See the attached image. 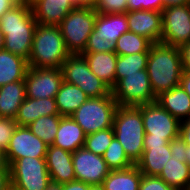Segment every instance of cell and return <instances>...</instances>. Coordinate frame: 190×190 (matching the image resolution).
<instances>
[{"mask_svg": "<svg viewBox=\"0 0 190 190\" xmlns=\"http://www.w3.org/2000/svg\"><path fill=\"white\" fill-rule=\"evenodd\" d=\"M113 130L128 158L136 164L144 152L145 130L141 110L137 106L118 105Z\"/></svg>", "mask_w": 190, "mask_h": 190, "instance_id": "obj_4", "label": "cell"}, {"mask_svg": "<svg viewBox=\"0 0 190 190\" xmlns=\"http://www.w3.org/2000/svg\"><path fill=\"white\" fill-rule=\"evenodd\" d=\"M17 4H27L29 5V0H14Z\"/></svg>", "mask_w": 190, "mask_h": 190, "instance_id": "obj_54", "label": "cell"}, {"mask_svg": "<svg viewBox=\"0 0 190 190\" xmlns=\"http://www.w3.org/2000/svg\"><path fill=\"white\" fill-rule=\"evenodd\" d=\"M170 150L172 154L171 157L187 158V145L180 136L170 141Z\"/></svg>", "mask_w": 190, "mask_h": 190, "instance_id": "obj_39", "label": "cell"}, {"mask_svg": "<svg viewBox=\"0 0 190 190\" xmlns=\"http://www.w3.org/2000/svg\"><path fill=\"white\" fill-rule=\"evenodd\" d=\"M190 3V0H163L164 8Z\"/></svg>", "mask_w": 190, "mask_h": 190, "instance_id": "obj_47", "label": "cell"}, {"mask_svg": "<svg viewBox=\"0 0 190 190\" xmlns=\"http://www.w3.org/2000/svg\"><path fill=\"white\" fill-rule=\"evenodd\" d=\"M97 0H76V7H94Z\"/></svg>", "mask_w": 190, "mask_h": 190, "instance_id": "obj_48", "label": "cell"}, {"mask_svg": "<svg viewBox=\"0 0 190 190\" xmlns=\"http://www.w3.org/2000/svg\"><path fill=\"white\" fill-rule=\"evenodd\" d=\"M190 41V3L162 10L161 43L180 47Z\"/></svg>", "mask_w": 190, "mask_h": 190, "instance_id": "obj_10", "label": "cell"}, {"mask_svg": "<svg viewBox=\"0 0 190 190\" xmlns=\"http://www.w3.org/2000/svg\"><path fill=\"white\" fill-rule=\"evenodd\" d=\"M4 153L0 150V166L5 165Z\"/></svg>", "mask_w": 190, "mask_h": 190, "instance_id": "obj_52", "label": "cell"}, {"mask_svg": "<svg viewBox=\"0 0 190 190\" xmlns=\"http://www.w3.org/2000/svg\"><path fill=\"white\" fill-rule=\"evenodd\" d=\"M10 182V170L7 164L0 166V190H6Z\"/></svg>", "mask_w": 190, "mask_h": 190, "instance_id": "obj_41", "label": "cell"}, {"mask_svg": "<svg viewBox=\"0 0 190 190\" xmlns=\"http://www.w3.org/2000/svg\"><path fill=\"white\" fill-rule=\"evenodd\" d=\"M111 93L118 105L138 106L156 102V96L151 88L147 70L125 74L112 89Z\"/></svg>", "mask_w": 190, "mask_h": 190, "instance_id": "obj_8", "label": "cell"}, {"mask_svg": "<svg viewBox=\"0 0 190 190\" xmlns=\"http://www.w3.org/2000/svg\"><path fill=\"white\" fill-rule=\"evenodd\" d=\"M182 61V70L190 72V41L179 47Z\"/></svg>", "mask_w": 190, "mask_h": 190, "instance_id": "obj_40", "label": "cell"}, {"mask_svg": "<svg viewBox=\"0 0 190 190\" xmlns=\"http://www.w3.org/2000/svg\"><path fill=\"white\" fill-rule=\"evenodd\" d=\"M37 0H29V5L31 6L34 2H36Z\"/></svg>", "mask_w": 190, "mask_h": 190, "instance_id": "obj_56", "label": "cell"}, {"mask_svg": "<svg viewBox=\"0 0 190 190\" xmlns=\"http://www.w3.org/2000/svg\"><path fill=\"white\" fill-rule=\"evenodd\" d=\"M27 98H55L63 80L61 68L29 67L25 76Z\"/></svg>", "mask_w": 190, "mask_h": 190, "instance_id": "obj_12", "label": "cell"}, {"mask_svg": "<svg viewBox=\"0 0 190 190\" xmlns=\"http://www.w3.org/2000/svg\"><path fill=\"white\" fill-rule=\"evenodd\" d=\"M6 190H19V189L15 188L13 185H9V187Z\"/></svg>", "mask_w": 190, "mask_h": 190, "instance_id": "obj_55", "label": "cell"}, {"mask_svg": "<svg viewBox=\"0 0 190 190\" xmlns=\"http://www.w3.org/2000/svg\"><path fill=\"white\" fill-rule=\"evenodd\" d=\"M146 70L156 97L180 85L183 70L179 47L154 43L149 50Z\"/></svg>", "mask_w": 190, "mask_h": 190, "instance_id": "obj_2", "label": "cell"}, {"mask_svg": "<svg viewBox=\"0 0 190 190\" xmlns=\"http://www.w3.org/2000/svg\"><path fill=\"white\" fill-rule=\"evenodd\" d=\"M86 134L71 116L60 119L54 146L73 153L84 146Z\"/></svg>", "mask_w": 190, "mask_h": 190, "instance_id": "obj_20", "label": "cell"}, {"mask_svg": "<svg viewBox=\"0 0 190 190\" xmlns=\"http://www.w3.org/2000/svg\"><path fill=\"white\" fill-rule=\"evenodd\" d=\"M84 52H114V44L97 36V32L93 30L88 38Z\"/></svg>", "mask_w": 190, "mask_h": 190, "instance_id": "obj_36", "label": "cell"}, {"mask_svg": "<svg viewBox=\"0 0 190 190\" xmlns=\"http://www.w3.org/2000/svg\"><path fill=\"white\" fill-rule=\"evenodd\" d=\"M158 177L177 190H190V167L187 158L171 157Z\"/></svg>", "mask_w": 190, "mask_h": 190, "instance_id": "obj_26", "label": "cell"}, {"mask_svg": "<svg viewBox=\"0 0 190 190\" xmlns=\"http://www.w3.org/2000/svg\"><path fill=\"white\" fill-rule=\"evenodd\" d=\"M171 155L170 142L166 145L144 146V152L135 165L143 175L159 176Z\"/></svg>", "mask_w": 190, "mask_h": 190, "instance_id": "obj_19", "label": "cell"}, {"mask_svg": "<svg viewBox=\"0 0 190 190\" xmlns=\"http://www.w3.org/2000/svg\"><path fill=\"white\" fill-rule=\"evenodd\" d=\"M179 136L186 145H190V118L180 122Z\"/></svg>", "mask_w": 190, "mask_h": 190, "instance_id": "obj_42", "label": "cell"}, {"mask_svg": "<svg viewBox=\"0 0 190 190\" xmlns=\"http://www.w3.org/2000/svg\"><path fill=\"white\" fill-rule=\"evenodd\" d=\"M72 162L77 181L88 185H102L111 171L103 156L96 155L84 147L72 153Z\"/></svg>", "mask_w": 190, "mask_h": 190, "instance_id": "obj_14", "label": "cell"}, {"mask_svg": "<svg viewBox=\"0 0 190 190\" xmlns=\"http://www.w3.org/2000/svg\"><path fill=\"white\" fill-rule=\"evenodd\" d=\"M9 170L11 185L19 190H45L51 181L45 158H20Z\"/></svg>", "mask_w": 190, "mask_h": 190, "instance_id": "obj_9", "label": "cell"}, {"mask_svg": "<svg viewBox=\"0 0 190 190\" xmlns=\"http://www.w3.org/2000/svg\"><path fill=\"white\" fill-rule=\"evenodd\" d=\"M16 4L14 0H0V17Z\"/></svg>", "mask_w": 190, "mask_h": 190, "instance_id": "obj_46", "label": "cell"}, {"mask_svg": "<svg viewBox=\"0 0 190 190\" xmlns=\"http://www.w3.org/2000/svg\"><path fill=\"white\" fill-rule=\"evenodd\" d=\"M186 156H187V163L189 164L190 167V145H187Z\"/></svg>", "mask_w": 190, "mask_h": 190, "instance_id": "obj_53", "label": "cell"}, {"mask_svg": "<svg viewBox=\"0 0 190 190\" xmlns=\"http://www.w3.org/2000/svg\"><path fill=\"white\" fill-rule=\"evenodd\" d=\"M114 135L113 127L86 135L84 148L96 155L103 156Z\"/></svg>", "mask_w": 190, "mask_h": 190, "instance_id": "obj_33", "label": "cell"}, {"mask_svg": "<svg viewBox=\"0 0 190 190\" xmlns=\"http://www.w3.org/2000/svg\"><path fill=\"white\" fill-rule=\"evenodd\" d=\"M148 55L149 52L118 55L115 68V85L125 77V74H132L146 69Z\"/></svg>", "mask_w": 190, "mask_h": 190, "instance_id": "obj_30", "label": "cell"}, {"mask_svg": "<svg viewBox=\"0 0 190 190\" xmlns=\"http://www.w3.org/2000/svg\"><path fill=\"white\" fill-rule=\"evenodd\" d=\"M91 185H88L87 183H83L82 181H70L68 183L62 184V190H89V187Z\"/></svg>", "mask_w": 190, "mask_h": 190, "instance_id": "obj_43", "label": "cell"}, {"mask_svg": "<svg viewBox=\"0 0 190 190\" xmlns=\"http://www.w3.org/2000/svg\"><path fill=\"white\" fill-rule=\"evenodd\" d=\"M171 140L172 139L150 138V134H145L143 144H144V146L166 145Z\"/></svg>", "mask_w": 190, "mask_h": 190, "instance_id": "obj_44", "label": "cell"}, {"mask_svg": "<svg viewBox=\"0 0 190 190\" xmlns=\"http://www.w3.org/2000/svg\"><path fill=\"white\" fill-rule=\"evenodd\" d=\"M45 161L51 181L64 184L76 180L71 152L49 145Z\"/></svg>", "mask_w": 190, "mask_h": 190, "instance_id": "obj_16", "label": "cell"}, {"mask_svg": "<svg viewBox=\"0 0 190 190\" xmlns=\"http://www.w3.org/2000/svg\"><path fill=\"white\" fill-rule=\"evenodd\" d=\"M4 47V35L0 29V50H2Z\"/></svg>", "mask_w": 190, "mask_h": 190, "instance_id": "obj_50", "label": "cell"}, {"mask_svg": "<svg viewBox=\"0 0 190 190\" xmlns=\"http://www.w3.org/2000/svg\"><path fill=\"white\" fill-rule=\"evenodd\" d=\"M76 6L70 0H37L31 5L34 19L41 25L59 26Z\"/></svg>", "mask_w": 190, "mask_h": 190, "instance_id": "obj_17", "label": "cell"}, {"mask_svg": "<svg viewBox=\"0 0 190 190\" xmlns=\"http://www.w3.org/2000/svg\"><path fill=\"white\" fill-rule=\"evenodd\" d=\"M63 80L81 88L89 98L105 97L111 94V88L99 79L81 54H70L61 67Z\"/></svg>", "mask_w": 190, "mask_h": 190, "instance_id": "obj_7", "label": "cell"}, {"mask_svg": "<svg viewBox=\"0 0 190 190\" xmlns=\"http://www.w3.org/2000/svg\"><path fill=\"white\" fill-rule=\"evenodd\" d=\"M90 70L111 89L115 86V68L118 55L115 52H83Z\"/></svg>", "mask_w": 190, "mask_h": 190, "instance_id": "obj_21", "label": "cell"}, {"mask_svg": "<svg viewBox=\"0 0 190 190\" xmlns=\"http://www.w3.org/2000/svg\"><path fill=\"white\" fill-rule=\"evenodd\" d=\"M69 55L60 27L38 23L33 36L28 66L61 68Z\"/></svg>", "mask_w": 190, "mask_h": 190, "instance_id": "obj_3", "label": "cell"}, {"mask_svg": "<svg viewBox=\"0 0 190 190\" xmlns=\"http://www.w3.org/2000/svg\"><path fill=\"white\" fill-rule=\"evenodd\" d=\"M137 107L141 110L145 134H150V138L175 139L179 137L180 121L157 102Z\"/></svg>", "mask_w": 190, "mask_h": 190, "instance_id": "obj_11", "label": "cell"}, {"mask_svg": "<svg viewBox=\"0 0 190 190\" xmlns=\"http://www.w3.org/2000/svg\"><path fill=\"white\" fill-rule=\"evenodd\" d=\"M97 12L93 7H75L59 27L70 54H82L94 30Z\"/></svg>", "mask_w": 190, "mask_h": 190, "instance_id": "obj_5", "label": "cell"}, {"mask_svg": "<svg viewBox=\"0 0 190 190\" xmlns=\"http://www.w3.org/2000/svg\"><path fill=\"white\" fill-rule=\"evenodd\" d=\"M76 6V0H70Z\"/></svg>", "mask_w": 190, "mask_h": 190, "instance_id": "obj_57", "label": "cell"}, {"mask_svg": "<svg viewBox=\"0 0 190 190\" xmlns=\"http://www.w3.org/2000/svg\"><path fill=\"white\" fill-rule=\"evenodd\" d=\"M128 11L154 10L162 12L164 9L163 0H127Z\"/></svg>", "mask_w": 190, "mask_h": 190, "instance_id": "obj_38", "label": "cell"}, {"mask_svg": "<svg viewBox=\"0 0 190 190\" xmlns=\"http://www.w3.org/2000/svg\"><path fill=\"white\" fill-rule=\"evenodd\" d=\"M26 99V85L24 80L8 83L0 87V116L14 118L19 107Z\"/></svg>", "mask_w": 190, "mask_h": 190, "instance_id": "obj_23", "label": "cell"}, {"mask_svg": "<svg viewBox=\"0 0 190 190\" xmlns=\"http://www.w3.org/2000/svg\"><path fill=\"white\" fill-rule=\"evenodd\" d=\"M180 85L184 91L190 96V72L183 71L181 75Z\"/></svg>", "mask_w": 190, "mask_h": 190, "instance_id": "obj_45", "label": "cell"}, {"mask_svg": "<svg viewBox=\"0 0 190 190\" xmlns=\"http://www.w3.org/2000/svg\"><path fill=\"white\" fill-rule=\"evenodd\" d=\"M60 115L55 98H27L15 117L18 126H28L41 116Z\"/></svg>", "mask_w": 190, "mask_h": 190, "instance_id": "obj_18", "label": "cell"}, {"mask_svg": "<svg viewBox=\"0 0 190 190\" xmlns=\"http://www.w3.org/2000/svg\"><path fill=\"white\" fill-rule=\"evenodd\" d=\"M156 102L180 122L190 118V96L181 85L162 92Z\"/></svg>", "mask_w": 190, "mask_h": 190, "instance_id": "obj_22", "label": "cell"}, {"mask_svg": "<svg viewBox=\"0 0 190 190\" xmlns=\"http://www.w3.org/2000/svg\"><path fill=\"white\" fill-rule=\"evenodd\" d=\"M139 190H177L158 176L142 175Z\"/></svg>", "mask_w": 190, "mask_h": 190, "instance_id": "obj_37", "label": "cell"}, {"mask_svg": "<svg viewBox=\"0 0 190 190\" xmlns=\"http://www.w3.org/2000/svg\"><path fill=\"white\" fill-rule=\"evenodd\" d=\"M37 24L30 5H14L0 17L3 49L28 60Z\"/></svg>", "mask_w": 190, "mask_h": 190, "instance_id": "obj_1", "label": "cell"}, {"mask_svg": "<svg viewBox=\"0 0 190 190\" xmlns=\"http://www.w3.org/2000/svg\"><path fill=\"white\" fill-rule=\"evenodd\" d=\"M62 117L61 115L41 116L27 127L48 146L53 145Z\"/></svg>", "mask_w": 190, "mask_h": 190, "instance_id": "obj_31", "label": "cell"}, {"mask_svg": "<svg viewBox=\"0 0 190 190\" xmlns=\"http://www.w3.org/2000/svg\"><path fill=\"white\" fill-rule=\"evenodd\" d=\"M88 98L81 88L63 81L55 95V102L61 116H71Z\"/></svg>", "mask_w": 190, "mask_h": 190, "instance_id": "obj_27", "label": "cell"}, {"mask_svg": "<svg viewBox=\"0 0 190 190\" xmlns=\"http://www.w3.org/2000/svg\"><path fill=\"white\" fill-rule=\"evenodd\" d=\"M17 123L14 118H4L0 119V150L5 153L9 144L10 139L13 136L15 129L17 128Z\"/></svg>", "mask_w": 190, "mask_h": 190, "instance_id": "obj_35", "label": "cell"}, {"mask_svg": "<svg viewBox=\"0 0 190 190\" xmlns=\"http://www.w3.org/2000/svg\"><path fill=\"white\" fill-rule=\"evenodd\" d=\"M142 175L135 164L123 170H112L102 186L105 190H139Z\"/></svg>", "mask_w": 190, "mask_h": 190, "instance_id": "obj_28", "label": "cell"}, {"mask_svg": "<svg viewBox=\"0 0 190 190\" xmlns=\"http://www.w3.org/2000/svg\"><path fill=\"white\" fill-rule=\"evenodd\" d=\"M97 14H117L128 11L127 0H97L93 7Z\"/></svg>", "mask_w": 190, "mask_h": 190, "instance_id": "obj_34", "label": "cell"}, {"mask_svg": "<svg viewBox=\"0 0 190 190\" xmlns=\"http://www.w3.org/2000/svg\"><path fill=\"white\" fill-rule=\"evenodd\" d=\"M89 190H105L102 185H93L89 187Z\"/></svg>", "mask_w": 190, "mask_h": 190, "instance_id": "obj_51", "label": "cell"}, {"mask_svg": "<svg viewBox=\"0 0 190 190\" xmlns=\"http://www.w3.org/2000/svg\"><path fill=\"white\" fill-rule=\"evenodd\" d=\"M103 159L111 171L123 170L134 165V163L126 155L123 146L116 139V137L113 138L111 144L105 151Z\"/></svg>", "mask_w": 190, "mask_h": 190, "instance_id": "obj_32", "label": "cell"}, {"mask_svg": "<svg viewBox=\"0 0 190 190\" xmlns=\"http://www.w3.org/2000/svg\"><path fill=\"white\" fill-rule=\"evenodd\" d=\"M94 30L97 36L115 44L122 34L129 31L126 13L97 14Z\"/></svg>", "mask_w": 190, "mask_h": 190, "instance_id": "obj_24", "label": "cell"}, {"mask_svg": "<svg viewBox=\"0 0 190 190\" xmlns=\"http://www.w3.org/2000/svg\"><path fill=\"white\" fill-rule=\"evenodd\" d=\"M48 145L34 135L27 126H17L4 153L5 163L10 166L24 157L45 158Z\"/></svg>", "mask_w": 190, "mask_h": 190, "instance_id": "obj_13", "label": "cell"}, {"mask_svg": "<svg viewBox=\"0 0 190 190\" xmlns=\"http://www.w3.org/2000/svg\"><path fill=\"white\" fill-rule=\"evenodd\" d=\"M28 68V60L25 58L4 49L0 50V87L24 80Z\"/></svg>", "mask_w": 190, "mask_h": 190, "instance_id": "obj_25", "label": "cell"}, {"mask_svg": "<svg viewBox=\"0 0 190 190\" xmlns=\"http://www.w3.org/2000/svg\"><path fill=\"white\" fill-rule=\"evenodd\" d=\"M118 104L112 93L105 97L88 98L71 115L86 135L113 127Z\"/></svg>", "mask_w": 190, "mask_h": 190, "instance_id": "obj_6", "label": "cell"}, {"mask_svg": "<svg viewBox=\"0 0 190 190\" xmlns=\"http://www.w3.org/2000/svg\"><path fill=\"white\" fill-rule=\"evenodd\" d=\"M128 29L143 36L153 44L161 42L162 12L154 10L127 11Z\"/></svg>", "mask_w": 190, "mask_h": 190, "instance_id": "obj_15", "label": "cell"}, {"mask_svg": "<svg viewBox=\"0 0 190 190\" xmlns=\"http://www.w3.org/2000/svg\"><path fill=\"white\" fill-rule=\"evenodd\" d=\"M45 190H62V184L50 181Z\"/></svg>", "mask_w": 190, "mask_h": 190, "instance_id": "obj_49", "label": "cell"}, {"mask_svg": "<svg viewBox=\"0 0 190 190\" xmlns=\"http://www.w3.org/2000/svg\"><path fill=\"white\" fill-rule=\"evenodd\" d=\"M153 43L147 38L128 31L122 34L114 44V52L117 55H130L149 52Z\"/></svg>", "mask_w": 190, "mask_h": 190, "instance_id": "obj_29", "label": "cell"}]
</instances>
